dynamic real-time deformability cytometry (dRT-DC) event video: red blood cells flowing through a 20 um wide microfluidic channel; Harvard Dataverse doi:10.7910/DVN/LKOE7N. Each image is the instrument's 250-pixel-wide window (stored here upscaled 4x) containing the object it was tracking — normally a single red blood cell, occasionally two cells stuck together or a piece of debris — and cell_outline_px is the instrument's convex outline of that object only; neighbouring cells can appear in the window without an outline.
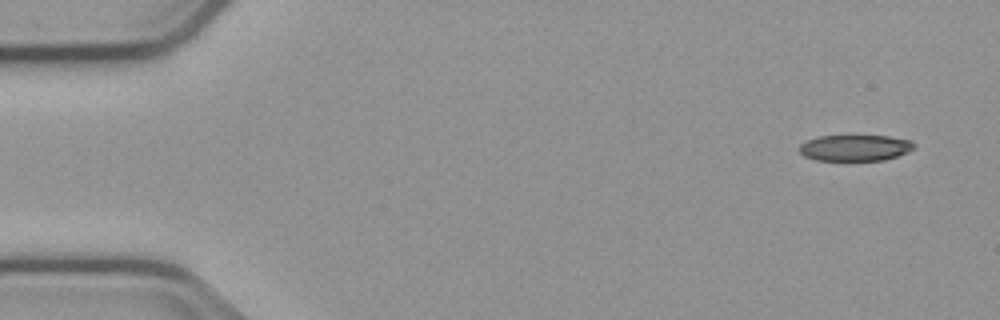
{"species": "common noctule bat (a hibernating species)", "species_latin": "Nyctalus noctula", "temperature_condition": "cold", "stored_images_in_passage": 3, "camera_frame_rate_fps": 3000, "um_per_image_px": 0.085, "animal": {"sex": "male", "body_mass_g": 23.1, "forearm_length_mm": 52.7}, "frame": {"image": 1, "passage_image": 1, "time_ms": 0.0, "image_size_px": [1000, 320], "cell_outline_px": [[912, 148], [908, 152], [884, 160], [816, 160], [804, 156], [800, 152], [800, 144], [816, 136], [888, 136], [912, 140]], "centroid_in_image_um": [72.65, 12.56], "position_along_channel_um": 12.3, "area_um2": 17.28}}